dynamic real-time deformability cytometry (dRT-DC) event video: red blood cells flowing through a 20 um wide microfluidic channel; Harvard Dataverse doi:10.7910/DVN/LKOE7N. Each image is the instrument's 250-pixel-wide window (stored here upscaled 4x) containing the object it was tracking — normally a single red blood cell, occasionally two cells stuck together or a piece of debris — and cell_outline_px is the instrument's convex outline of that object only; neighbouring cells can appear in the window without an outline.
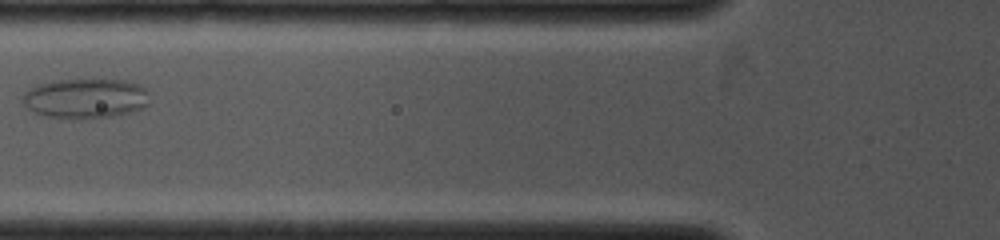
{"species": "common noctule bat (a hibernating species)", "species_latin": "Nyctalus noctula", "temperature_condition": "cold", "stored_images_in_passage": 14, "camera_frame_rate_fps": 4000, "um_per_image_px": 0.085, "animal": {"sex": "female", "body_mass_g": 19.0, "forearm_length_mm": 53.3}, "frame": {"image": 1, "passage_image": 6, "time_ms": 3.0, "image_size_px": [1000, 240], "cell_outline_px": [[148, 104], [144, 108], [112, 116], [76, 120], [44, 116], [28, 108], [20, 100], [24, 92], [36, 84], [60, 80], [124, 80], [140, 84], [148, 92]], "centroid_in_image_um": [7.24, 8.38], "position_along_channel_um": 118.6, "area_um2": 29.71}}
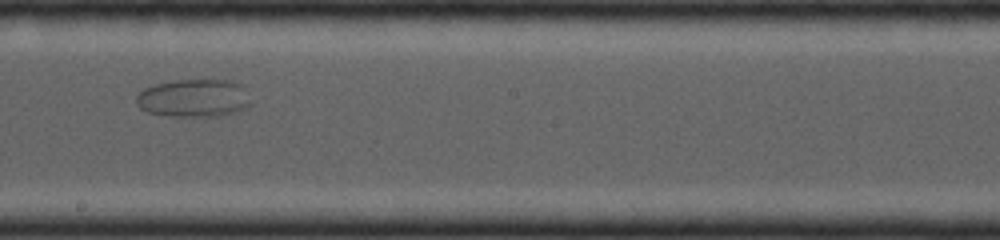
{"frame": {"image": 2, "passage_image": 10, "time_ms": 5.5, "image_size_px": [1000, 240], "cell_outline_px": [[236, 108], [232, 112], [216, 116], [172, 116], [148, 112], [140, 108], [136, 100], [136, 96], [144, 88], [156, 84], [176, 80], [220, 80], [236, 84]], "centroid_in_image_um": [16.08, 8.34], "position_along_channel_um": 232.1, "area_um2": 22.83}}
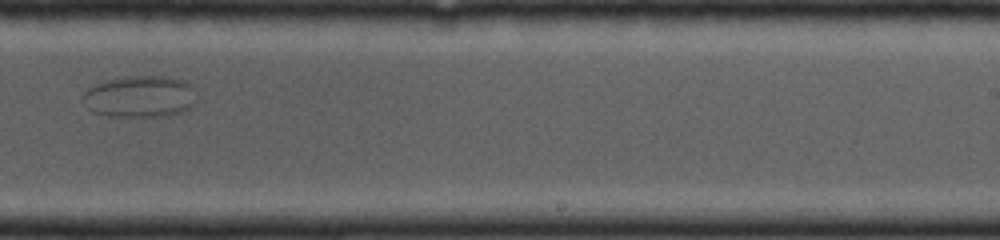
{"frame": {"image": 3, "passage_image": 12, "time_ms": 6.5, "image_size_px": [1000, 240], "cell_outline_px": [[196, 104], [172, 116], [112, 116], [92, 112], [88, 108], [84, 96], [84, 92], [88, 88], [112, 80], [136, 76], [164, 76], [180, 80], [188, 84]], "centroid_in_image_um": [11.9, 8.24], "position_along_channel_um": 277.1, "area_um2": 26.7}}